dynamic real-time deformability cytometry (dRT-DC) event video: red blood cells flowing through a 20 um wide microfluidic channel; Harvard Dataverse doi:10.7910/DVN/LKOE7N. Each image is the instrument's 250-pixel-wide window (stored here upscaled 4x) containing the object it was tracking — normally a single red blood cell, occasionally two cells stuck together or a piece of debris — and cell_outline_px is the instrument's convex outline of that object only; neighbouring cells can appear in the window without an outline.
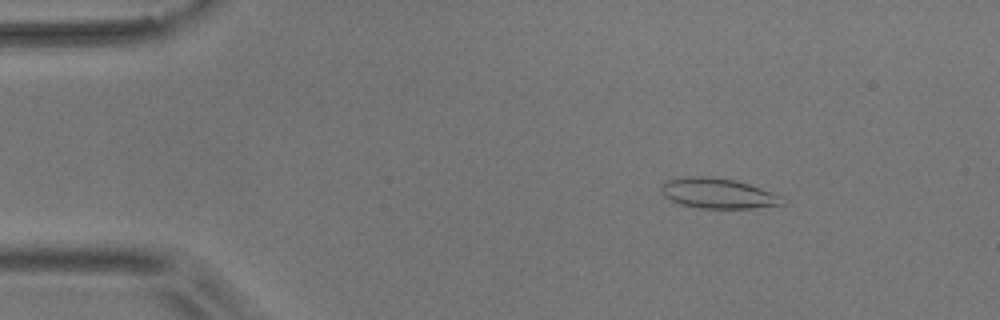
{"species": "common noctule bat (a hibernating species)", "species_latin": "Nyctalus noctula", "temperature_condition": "room temperature", "stored_images_in_passage": 52, "camera_frame_rate_fps": 3000, "um_per_image_px": 0.085, "animal": {"sex": "male", "body_mass_g": 17.9}, "frame": {"image": 1, "passage_image": 5, "time_ms": 1.333, "image_size_px": [1000, 320], "cell_outline_px": [[788, 204], [752, 208], [700, 208], [680, 204], [664, 196], [660, 192], [660, 184], [664, 180], [688, 176], [708, 176], [736, 180], [784, 196]], "centroid_in_image_um": [61.03, 16.43], "position_along_channel_um": 24.0, "area_um2": 21.68}}
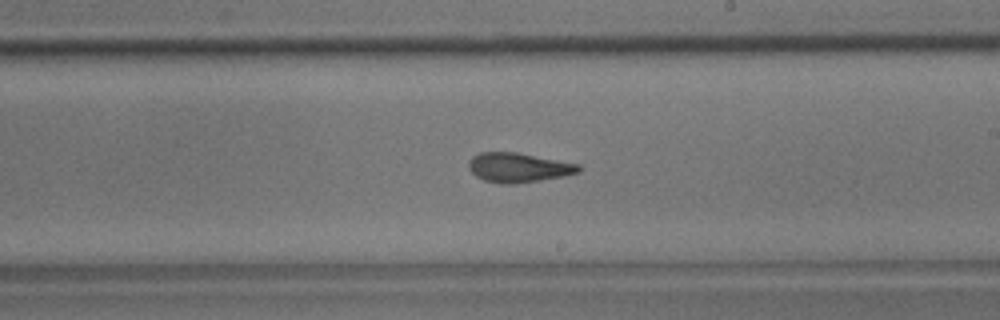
{"frame": {"image": 2, "passage_image": 29, "time_ms": 9.333, "image_size_px": [1000, 320], "cell_outline_px": [[584, 168], [580, 172], [564, 176], [540, 180], [512, 184], [504, 184], [484, 180], [476, 176], [468, 168], [468, 160], [472, 156], [480, 152], [516, 152], [580, 164]], "centroid_in_image_um": [44.08, 14.23], "position_along_channel_um": 244.9, "area_um2": 19.02}}
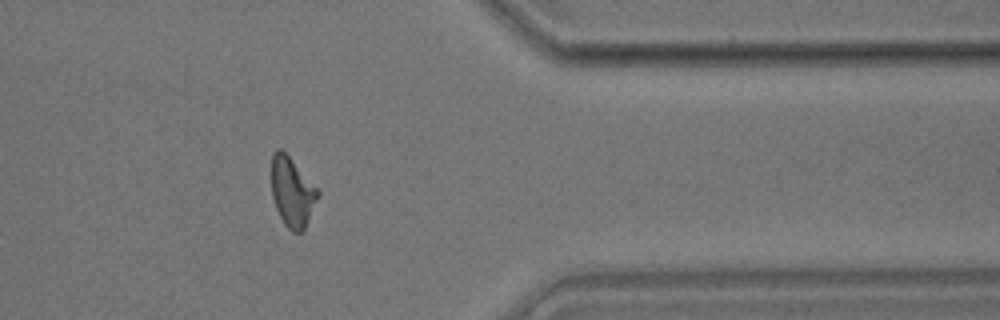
{"frame": {"image": 3, "passage_image": 42, "time_ms": 13.667, "image_size_px": [1000, 320], "cell_outline_px": [[320, 196], [304, 228], [300, 232], [292, 232], [284, 224], [276, 208], [272, 196], [272, 152], [276, 148], [280, 148], [320, 188]], "centroid_in_image_um": [24.86, 16.3], "position_along_channel_um": 386.5, "area_um2": 18.9}, "authors_computed_cell_mechanics": {"area_um2": 19.0162, "velocity_mm_per_s": 3.6416, "shape_relaxation_time_tau1_ms": 7.8799, "shape_relaxation_time_tau2_ms": 2.4192, "deformation_change_tau1": 0.2234, "deformation_change_tau2": 0.1039}}